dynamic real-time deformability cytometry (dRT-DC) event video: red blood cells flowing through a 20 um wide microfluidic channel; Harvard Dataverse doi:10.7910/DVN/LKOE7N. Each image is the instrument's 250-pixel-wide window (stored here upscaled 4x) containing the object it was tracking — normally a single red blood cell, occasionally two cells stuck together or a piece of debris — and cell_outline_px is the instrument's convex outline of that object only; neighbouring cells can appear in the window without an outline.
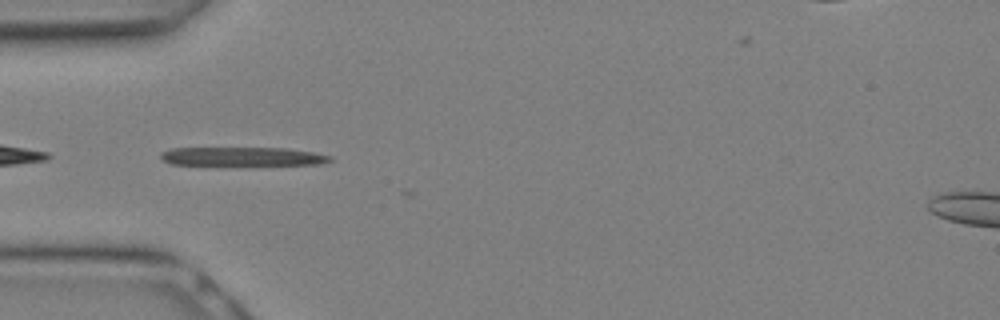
{"species": "Egyptian fruit bat (a non-hibernating species)", "species_latin": "Rousettus aegyptiacus", "temperature_condition": "warm", "stored_images_in_passage": 8, "camera_frame_rate_fps": 3000, "um_per_image_px": 0.085, "animal": {"sex": "female"}, "frame": {"image": 1, "passage_image": 5, "time_ms": 1.333, "image_size_px": [1000, 320], "cell_outline_px": [[332, 160], [320, 164], [172, 164], [164, 160], [160, 156], [160, 152], [172, 148], [288, 148], [312, 152], [332, 156]], "centroid_in_image_um": [20.61, 13.28], "position_along_channel_um": 64.4, "area_um2": 18.03}}
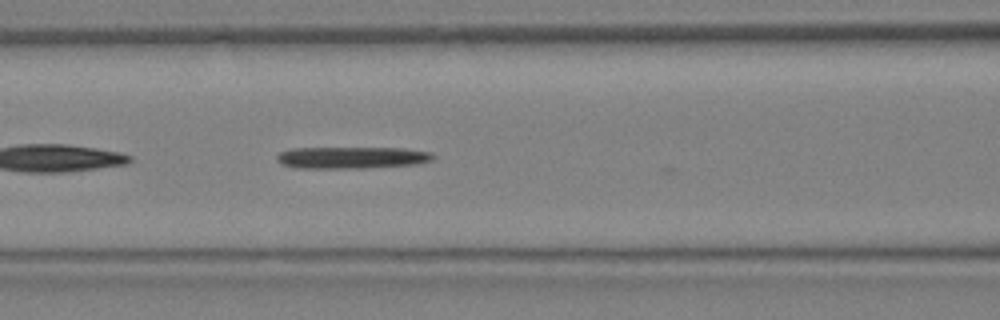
{"frame": {"image": 2, "passage_image": 8, "time_ms": 2.333, "image_size_px": [1000, 320], "cell_outline_px": [[436, 156], [432, 160], [416, 164], [368, 168], [296, 168], [280, 164], [276, 160], [276, 156], [280, 152], [292, 148], [404, 148], [432, 152]], "centroid_in_image_um": [29.9, 13.4], "position_along_channel_um": 136.7, "area_um2": 20.11}}